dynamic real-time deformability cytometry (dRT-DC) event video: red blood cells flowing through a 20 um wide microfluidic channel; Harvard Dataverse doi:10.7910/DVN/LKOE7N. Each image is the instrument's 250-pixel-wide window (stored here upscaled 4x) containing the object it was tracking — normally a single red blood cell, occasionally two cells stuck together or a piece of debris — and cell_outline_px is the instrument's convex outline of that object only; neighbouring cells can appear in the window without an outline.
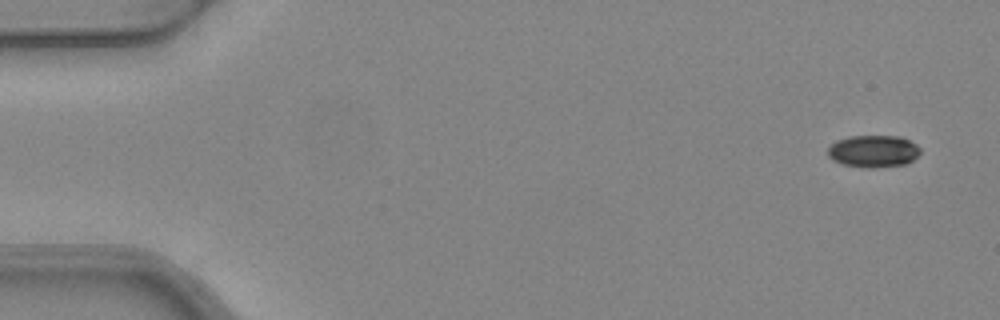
{"species": "common noctule bat (a hibernating species)", "species_latin": "Nyctalus noctula", "temperature_condition": "warm", "stored_images_in_passage": 4, "camera_frame_rate_fps": 3000, "um_per_image_px": 0.085, "animal": {"sex": "female", "body_mass_g": 24.6, "forearm_length_mm": 56.2}, "frame": {"image": 1, "passage_image": 1, "time_ms": 0.0, "image_size_px": [1000, 320], "cell_outline_px": [[920, 152], [908, 164], [872, 168], [868, 168], [840, 164], [832, 160], [828, 156], [828, 148], [836, 140], [848, 136], [900, 136], [916, 144], [920, 148]], "centroid_in_image_um": [74.22, 12.86], "position_along_channel_um": 10.8, "area_um2": 17.46}}
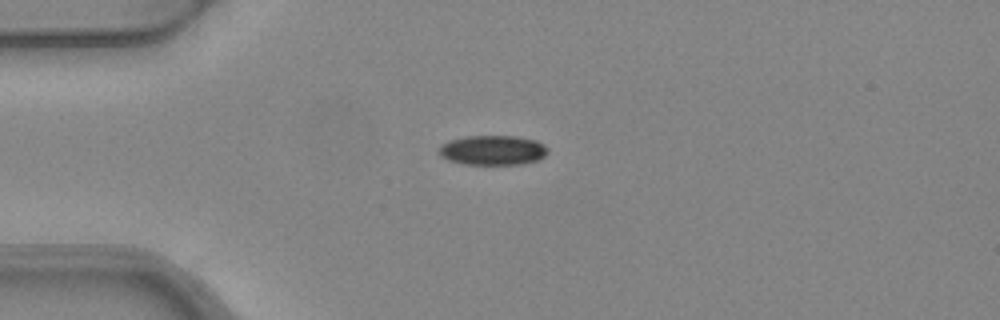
{"frame": {"image": 2, "passage_image": 4, "time_ms": 1.0, "image_size_px": [1000, 320], "cell_outline_px": [[548, 152], [540, 160], [524, 164], [464, 164], [448, 160], [440, 156], [440, 144], [448, 140], [468, 136], [516, 136], [536, 140], [544, 144], [548, 148]], "centroid_in_image_um": [41.91, 12.76], "position_along_channel_um": 43.1, "area_um2": 19.02}}